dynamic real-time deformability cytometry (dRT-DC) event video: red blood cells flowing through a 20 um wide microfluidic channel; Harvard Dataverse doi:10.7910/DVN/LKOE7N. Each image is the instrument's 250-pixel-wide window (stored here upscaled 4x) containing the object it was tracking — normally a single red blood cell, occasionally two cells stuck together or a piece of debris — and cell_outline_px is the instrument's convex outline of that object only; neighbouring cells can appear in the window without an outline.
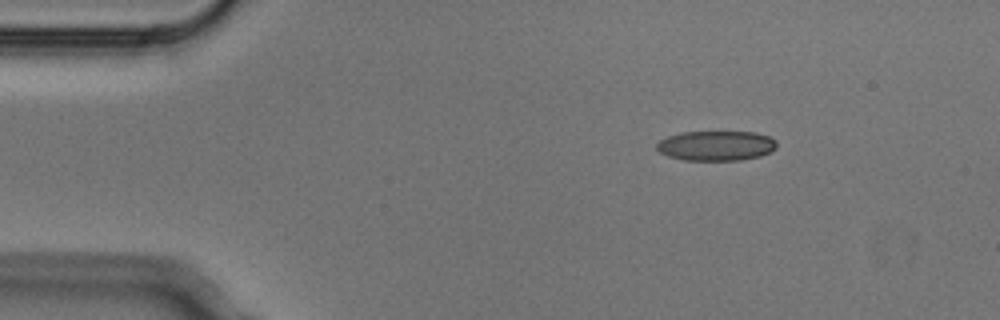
{"species": "Egyptian fruit bat (a non-hibernating species)", "species_latin": "Rousettus aegyptiacus", "temperature_condition": "cold", "stored_images_in_passage": 3, "camera_frame_rate_fps": 3000, "um_per_image_px": 0.085, "animal": {"sex": "male"}, "frame": {"image": 1, "passage_image": 2, "time_ms": 0.333, "image_size_px": [1000, 320], "cell_outline_px": [[776, 148], [760, 156], [740, 160], [684, 160], [668, 156], [660, 152], [656, 148], [656, 144], [660, 140], [668, 136], [680, 132], [756, 132], [768, 136], [776, 140]], "centroid_in_image_um": [60.86, 12.38], "position_along_channel_um": 24.1, "area_um2": 20.87}}